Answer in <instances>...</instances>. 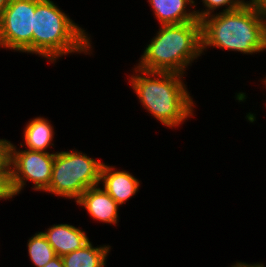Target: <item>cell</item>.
Wrapping results in <instances>:
<instances>
[{
    "mask_svg": "<svg viewBox=\"0 0 266 267\" xmlns=\"http://www.w3.org/2000/svg\"><path fill=\"white\" fill-rule=\"evenodd\" d=\"M201 22L202 53L207 47L253 54L266 50V11L248 3L206 16Z\"/></svg>",
    "mask_w": 266,
    "mask_h": 267,
    "instance_id": "cell-1",
    "label": "cell"
},
{
    "mask_svg": "<svg viewBox=\"0 0 266 267\" xmlns=\"http://www.w3.org/2000/svg\"><path fill=\"white\" fill-rule=\"evenodd\" d=\"M134 71L136 75L129 78L134 93L142 107L163 125L176 128L194 115L195 105L182 80L184 75L145 71L137 65Z\"/></svg>",
    "mask_w": 266,
    "mask_h": 267,
    "instance_id": "cell-2",
    "label": "cell"
},
{
    "mask_svg": "<svg viewBox=\"0 0 266 267\" xmlns=\"http://www.w3.org/2000/svg\"><path fill=\"white\" fill-rule=\"evenodd\" d=\"M202 54L201 22L161 25L137 64L151 72L184 71Z\"/></svg>",
    "mask_w": 266,
    "mask_h": 267,
    "instance_id": "cell-3",
    "label": "cell"
},
{
    "mask_svg": "<svg viewBox=\"0 0 266 267\" xmlns=\"http://www.w3.org/2000/svg\"><path fill=\"white\" fill-rule=\"evenodd\" d=\"M32 29L33 53L49 59L51 63L68 53L90 55L92 44L86 30L74 23L51 0H41L36 5Z\"/></svg>",
    "mask_w": 266,
    "mask_h": 267,
    "instance_id": "cell-4",
    "label": "cell"
},
{
    "mask_svg": "<svg viewBox=\"0 0 266 267\" xmlns=\"http://www.w3.org/2000/svg\"><path fill=\"white\" fill-rule=\"evenodd\" d=\"M102 164L74 149L55 152L50 185L45 192L76 201L88 188L100 185Z\"/></svg>",
    "mask_w": 266,
    "mask_h": 267,
    "instance_id": "cell-5",
    "label": "cell"
},
{
    "mask_svg": "<svg viewBox=\"0 0 266 267\" xmlns=\"http://www.w3.org/2000/svg\"><path fill=\"white\" fill-rule=\"evenodd\" d=\"M54 159L55 153L18 150L8 141L7 162L12 195L19 194L27 180L34 183L33 190L44 192L50 185Z\"/></svg>",
    "mask_w": 266,
    "mask_h": 267,
    "instance_id": "cell-6",
    "label": "cell"
},
{
    "mask_svg": "<svg viewBox=\"0 0 266 267\" xmlns=\"http://www.w3.org/2000/svg\"><path fill=\"white\" fill-rule=\"evenodd\" d=\"M41 0H9L0 14V47L33 54V22Z\"/></svg>",
    "mask_w": 266,
    "mask_h": 267,
    "instance_id": "cell-7",
    "label": "cell"
},
{
    "mask_svg": "<svg viewBox=\"0 0 266 267\" xmlns=\"http://www.w3.org/2000/svg\"><path fill=\"white\" fill-rule=\"evenodd\" d=\"M99 185L88 188L75 202L100 222L117 224L119 204Z\"/></svg>",
    "mask_w": 266,
    "mask_h": 267,
    "instance_id": "cell-8",
    "label": "cell"
},
{
    "mask_svg": "<svg viewBox=\"0 0 266 267\" xmlns=\"http://www.w3.org/2000/svg\"><path fill=\"white\" fill-rule=\"evenodd\" d=\"M114 167L102 164L100 183L103 189L121 206L134 196L140 187V181L128 171H115Z\"/></svg>",
    "mask_w": 266,
    "mask_h": 267,
    "instance_id": "cell-9",
    "label": "cell"
},
{
    "mask_svg": "<svg viewBox=\"0 0 266 267\" xmlns=\"http://www.w3.org/2000/svg\"><path fill=\"white\" fill-rule=\"evenodd\" d=\"M42 233L56 255L61 257L82 248L90 241L85 231L70 224H54Z\"/></svg>",
    "mask_w": 266,
    "mask_h": 267,
    "instance_id": "cell-10",
    "label": "cell"
},
{
    "mask_svg": "<svg viewBox=\"0 0 266 267\" xmlns=\"http://www.w3.org/2000/svg\"><path fill=\"white\" fill-rule=\"evenodd\" d=\"M155 18L160 25L182 24L200 21L196 11H187V6L195 7L194 0H148Z\"/></svg>",
    "mask_w": 266,
    "mask_h": 267,
    "instance_id": "cell-11",
    "label": "cell"
},
{
    "mask_svg": "<svg viewBox=\"0 0 266 267\" xmlns=\"http://www.w3.org/2000/svg\"><path fill=\"white\" fill-rule=\"evenodd\" d=\"M53 128L46 118L39 116L30 120L24 129V146H27V150L48 152L47 148L54 146Z\"/></svg>",
    "mask_w": 266,
    "mask_h": 267,
    "instance_id": "cell-12",
    "label": "cell"
},
{
    "mask_svg": "<svg viewBox=\"0 0 266 267\" xmlns=\"http://www.w3.org/2000/svg\"><path fill=\"white\" fill-rule=\"evenodd\" d=\"M109 245L93 247L88 242L82 248L62 256L64 267H105Z\"/></svg>",
    "mask_w": 266,
    "mask_h": 267,
    "instance_id": "cell-13",
    "label": "cell"
},
{
    "mask_svg": "<svg viewBox=\"0 0 266 267\" xmlns=\"http://www.w3.org/2000/svg\"><path fill=\"white\" fill-rule=\"evenodd\" d=\"M28 256L36 267H44L56 253L42 232L35 233L28 240Z\"/></svg>",
    "mask_w": 266,
    "mask_h": 267,
    "instance_id": "cell-14",
    "label": "cell"
},
{
    "mask_svg": "<svg viewBox=\"0 0 266 267\" xmlns=\"http://www.w3.org/2000/svg\"><path fill=\"white\" fill-rule=\"evenodd\" d=\"M202 2L206 8L204 11H196L199 20L205 18L206 16L212 15L215 9L220 7L222 8V6H227L225 9H223L224 12L241 8L247 4V2L244 0H202Z\"/></svg>",
    "mask_w": 266,
    "mask_h": 267,
    "instance_id": "cell-15",
    "label": "cell"
},
{
    "mask_svg": "<svg viewBox=\"0 0 266 267\" xmlns=\"http://www.w3.org/2000/svg\"><path fill=\"white\" fill-rule=\"evenodd\" d=\"M12 192L10 189V177L9 171H0V199L12 198Z\"/></svg>",
    "mask_w": 266,
    "mask_h": 267,
    "instance_id": "cell-16",
    "label": "cell"
},
{
    "mask_svg": "<svg viewBox=\"0 0 266 267\" xmlns=\"http://www.w3.org/2000/svg\"><path fill=\"white\" fill-rule=\"evenodd\" d=\"M8 140L0 139V171H9Z\"/></svg>",
    "mask_w": 266,
    "mask_h": 267,
    "instance_id": "cell-17",
    "label": "cell"
},
{
    "mask_svg": "<svg viewBox=\"0 0 266 267\" xmlns=\"http://www.w3.org/2000/svg\"><path fill=\"white\" fill-rule=\"evenodd\" d=\"M44 267H64V263L61 256L54 257Z\"/></svg>",
    "mask_w": 266,
    "mask_h": 267,
    "instance_id": "cell-18",
    "label": "cell"
},
{
    "mask_svg": "<svg viewBox=\"0 0 266 267\" xmlns=\"http://www.w3.org/2000/svg\"><path fill=\"white\" fill-rule=\"evenodd\" d=\"M249 5H253L259 9L266 11V0H250L246 1Z\"/></svg>",
    "mask_w": 266,
    "mask_h": 267,
    "instance_id": "cell-19",
    "label": "cell"
},
{
    "mask_svg": "<svg viewBox=\"0 0 266 267\" xmlns=\"http://www.w3.org/2000/svg\"><path fill=\"white\" fill-rule=\"evenodd\" d=\"M231 267H265V266L262 263L248 264L244 262H236V264L232 265Z\"/></svg>",
    "mask_w": 266,
    "mask_h": 267,
    "instance_id": "cell-20",
    "label": "cell"
},
{
    "mask_svg": "<svg viewBox=\"0 0 266 267\" xmlns=\"http://www.w3.org/2000/svg\"><path fill=\"white\" fill-rule=\"evenodd\" d=\"M9 0H0V14L7 7Z\"/></svg>",
    "mask_w": 266,
    "mask_h": 267,
    "instance_id": "cell-21",
    "label": "cell"
}]
</instances>
